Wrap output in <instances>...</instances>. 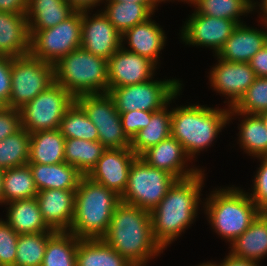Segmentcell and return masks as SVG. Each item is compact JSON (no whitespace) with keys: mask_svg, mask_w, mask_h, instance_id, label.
<instances>
[{"mask_svg":"<svg viewBox=\"0 0 267 266\" xmlns=\"http://www.w3.org/2000/svg\"><path fill=\"white\" fill-rule=\"evenodd\" d=\"M253 5L256 4L255 0H249Z\"/></svg>","mask_w":267,"mask_h":266,"instance_id":"obj_56","label":"cell"},{"mask_svg":"<svg viewBox=\"0 0 267 266\" xmlns=\"http://www.w3.org/2000/svg\"><path fill=\"white\" fill-rule=\"evenodd\" d=\"M134 266H147L163 249L154 240L150 212L120 201L101 238Z\"/></svg>","mask_w":267,"mask_h":266,"instance_id":"obj_2","label":"cell"},{"mask_svg":"<svg viewBox=\"0 0 267 266\" xmlns=\"http://www.w3.org/2000/svg\"><path fill=\"white\" fill-rule=\"evenodd\" d=\"M140 157L149 166L164 170L177 180L192 177L203 170L195 165L189 167L188 163H193L192 159L182 144L172 136L149 148Z\"/></svg>","mask_w":267,"mask_h":266,"instance_id":"obj_18","label":"cell"},{"mask_svg":"<svg viewBox=\"0 0 267 266\" xmlns=\"http://www.w3.org/2000/svg\"><path fill=\"white\" fill-rule=\"evenodd\" d=\"M54 233L39 232L19 235L15 266H42L48 239Z\"/></svg>","mask_w":267,"mask_h":266,"instance_id":"obj_38","label":"cell"},{"mask_svg":"<svg viewBox=\"0 0 267 266\" xmlns=\"http://www.w3.org/2000/svg\"><path fill=\"white\" fill-rule=\"evenodd\" d=\"M153 112L154 111L144 110L119 112L124 133L130 140H132L142 128L146 127L148 118H151Z\"/></svg>","mask_w":267,"mask_h":266,"instance_id":"obj_42","label":"cell"},{"mask_svg":"<svg viewBox=\"0 0 267 266\" xmlns=\"http://www.w3.org/2000/svg\"><path fill=\"white\" fill-rule=\"evenodd\" d=\"M181 91L165 107L154 111L151 118H148L146 127L142 128L131 140L130 148L137 157L171 136V110L168 107H170L172 101L180 96Z\"/></svg>","mask_w":267,"mask_h":266,"instance_id":"obj_27","label":"cell"},{"mask_svg":"<svg viewBox=\"0 0 267 266\" xmlns=\"http://www.w3.org/2000/svg\"><path fill=\"white\" fill-rule=\"evenodd\" d=\"M38 191L47 189L76 190L84 176L66 162L59 164L28 163Z\"/></svg>","mask_w":267,"mask_h":266,"instance_id":"obj_24","label":"cell"},{"mask_svg":"<svg viewBox=\"0 0 267 266\" xmlns=\"http://www.w3.org/2000/svg\"><path fill=\"white\" fill-rule=\"evenodd\" d=\"M166 1H171V2H173V1H177V0H158V2L161 4V2H163V3H165ZM178 1H181V2H184V4H185V2L186 3H188V4H190V2L192 1V0H178Z\"/></svg>","mask_w":267,"mask_h":266,"instance_id":"obj_53","label":"cell"},{"mask_svg":"<svg viewBox=\"0 0 267 266\" xmlns=\"http://www.w3.org/2000/svg\"><path fill=\"white\" fill-rule=\"evenodd\" d=\"M153 16L122 34V46L159 66L160 53L166 45L167 37L163 28L152 19Z\"/></svg>","mask_w":267,"mask_h":266,"instance_id":"obj_21","label":"cell"},{"mask_svg":"<svg viewBox=\"0 0 267 266\" xmlns=\"http://www.w3.org/2000/svg\"><path fill=\"white\" fill-rule=\"evenodd\" d=\"M79 240L68 231H56L48 239L42 266H76Z\"/></svg>","mask_w":267,"mask_h":266,"instance_id":"obj_34","label":"cell"},{"mask_svg":"<svg viewBox=\"0 0 267 266\" xmlns=\"http://www.w3.org/2000/svg\"><path fill=\"white\" fill-rule=\"evenodd\" d=\"M101 11L122 35L133 26L150 18L154 11L145 3L104 1Z\"/></svg>","mask_w":267,"mask_h":266,"instance_id":"obj_31","label":"cell"},{"mask_svg":"<svg viewBox=\"0 0 267 266\" xmlns=\"http://www.w3.org/2000/svg\"><path fill=\"white\" fill-rule=\"evenodd\" d=\"M182 86V81L173 77L163 81L153 78L140 84L114 87L108 93L118 112L157 111L165 107Z\"/></svg>","mask_w":267,"mask_h":266,"instance_id":"obj_10","label":"cell"},{"mask_svg":"<svg viewBox=\"0 0 267 266\" xmlns=\"http://www.w3.org/2000/svg\"><path fill=\"white\" fill-rule=\"evenodd\" d=\"M150 59L119 48L108 60V92L114 87L144 83L159 68Z\"/></svg>","mask_w":267,"mask_h":266,"instance_id":"obj_16","label":"cell"},{"mask_svg":"<svg viewBox=\"0 0 267 266\" xmlns=\"http://www.w3.org/2000/svg\"><path fill=\"white\" fill-rule=\"evenodd\" d=\"M197 266H214L210 261L208 262H204V263H200L199 265Z\"/></svg>","mask_w":267,"mask_h":266,"instance_id":"obj_54","label":"cell"},{"mask_svg":"<svg viewBox=\"0 0 267 266\" xmlns=\"http://www.w3.org/2000/svg\"><path fill=\"white\" fill-rule=\"evenodd\" d=\"M258 29L244 24H238L226 40L217 56L225 61L249 63L251 58L261 50L267 42V24L261 22Z\"/></svg>","mask_w":267,"mask_h":266,"instance_id":"obj_19","label":"cell"},{"mask_svg":"<svg viewBox=\"0 0 267 266\" xmlns=\"http://www.w3.org/2000/svg\"><path fill=\"white\" fill-rule=\"evenodd\" d=\"M203 198V207L213 231L231 244L242 235L261 213L246 190L240 187H220Z\"/></svg>","mask_w":267,"mask_h":266,"instance_id":"obj_4","label":"cell"},{"mask_svg":"<svg viewBox=\"0 0 267 266\" xmlns=\"http://www.w3.org/2000/svg\"><path fill=\"white\" fill-rule=\"evenodd\" d=\"M229 246V253L234 257L258 263L264 260L267 257V216L264 212Z\"/></svg>","mask_w":267,"mask_h":266,"instance_id":"obj_25","label":"cell"},{"mask_svg":"<svg viewBox=\"0 0 267 266\" xmlns=\"http://www.w3.org/2000/svg\"><path fill=\"white\" fill-rule=\"evenodd\" d=\"M36 199L44 221L52 230L69 231L75 212V190H42Z\"/></svg>","mask_w":267,"mask_h":266,"instance_id":"obj_20","label":"cell"},{"mask_svg":"<svg viewBox=\"0 0 267 266\" xmlns=\"http://www.w3.org/2000/svg\"><path fill=\"white\" fill-rule=\"evenodd\" d=\"M119 202L114 191L83 176L75 190V212L68 232L79 239H101Z\"/></svg>","mask_w":267,"mask_h":266,"instance_id":"obj_5","label":"cell"},{"mask_svg":"<svg viewBox=\"0 0 267 266\" xmlns=\"http://www.w3.org/2000/svg\"><path fill=\"white\" fill-rule=\"evenodd\" d=\"M232 108L247 114L267 111V77H257Z\"/></svg>","mask_w":267,"mask_h":266,"instance_id":"obj_39","label":"cell"},{"mask_svg":"<svg viewBox=\"0 0 267 266\" xmlns=\"http://www.w3.org/2000/svg\"><path fill=\"white\" fill-rule=\"evenodd\" d=\"M12 57L0 55V100L6 105L11 96Z\"/></svg>","mask_w":267,"mask_h":266,"instance_id":"obj_44","label":"cell"},{"mask_svg":"<svg viewBox=\"0 0 267 266\" xmlns=\"http://www.w3.org/2000/svg\"><path fill=\"white\" fill-rule=\"evenodd\" d=\"M21 129L20 110L4 107L0 111V141Z\"/></svg>","mask_w":267,"mask_h":266,"instance_id":"obj_43","label":"cell"},{"mask_svg":"<svg viewBox=\"0 0 267 266\" xmlns=\"http://www.w3.org/2000/svg\"><path fill=\"white\" fill-rule=\"evenodd\" d=\"M75 101L97 127L98 141L106 149L130 148L131 140L124 133L120 113L108 92L81 95Z\"/></svg>","mask_w":267,"mask_h":266,"instance_id":"obj_12","label":"cell"},{"mask_svg":"<svg viewBox=\"0 0 267 266\" xmlns=\"http://www.w3.org/2000/svg\"><path fill=\"white\" fill-rule=\"evenodd\" d=\"M107 1H117V2H137V3H145L147 4L154 12L160 5L158 0H107Z\"/></svg>","mask_w":267,"mask_h":266,"instance_id":"obj_50","label":"cell"},{"mask_svg":"<svg viewBox=\"0 0 267 266\" xmlns=\"http://www.w3.org/2000/svg\"><path fill=\"white\" fill-rule=\"evenodd\" d=\"M229 109L211 108L199 103L172 107L171 136L182 144L187 155L194 160L196 155L212 145L229 124Z\"/></svg>","mask_w":267,"mask_h":266,"instance_id":"obj_3","label":"cell"},{"mask_svg":"<svg viewBox=\"0 0 267 266\" xmlns=\"http://www.w3.org/2000/svg\"><path fill=\"white\" fill-rule=\"evenodd\" d=\"M76 10L66 0H28L26 18L29 30L54 27Z\"/></svg>","mask_w":267,"mask_h":266,"instance_id":"obj_28","label":"cell"},{"mask_svg":"<svg viewBox=\"0 0 267 266\" xmlns=\"http://www.w3.org/2000/svg\"><path fill=\"white\" fill-rule=\"evenodd\" d=\"M19 235L0 218V266H15Z\"/></svg>","mask_w":267,"mask_h":266,"instance_id":"obj_40","label":"cell"},{"mask_svg":"<svg viewBox=\"0 0 267 266\" xmlns=\"http://www.w3.org/2000/svg\"><path fill=\"white\" fill-rule=\"evenodd\" d=\"M3 170L0 169V206L3 205Z\"/></svg>","mask_w":267,"mask_h":266,"instance_id":"obj_51","label":"cell"},{"mask_svg":"<svg viewBox=\"0 0 267 266\" xmlns=\"http://www.w3.org/2000/svg\"><path fill=\"white\" fill-rule=\"evenodd\" d=\"M76 11H92L105 0H66Z\"/></svg>","mask_w":267,"mask_h":266,"instance_id":"obj_48","label":"cell"},{"mask_svg":"<svg viewBox=\"0 0 267 266\" xmlns=\"http://www.w3.org/2000/svg\"><path fill=\"white\" fill-rule=\"evenodd\" d=\"M234 116H240L242 119L238 124L239 147L250 157L267 156V129L258 114H247L235 111L232 107L229 109V123ZM233 117V118H232Z\"/></svg>","mask_w":267,"mask_h":266,"instance_id":"obj_26","label":"cell"},{"mask_svg":"<svg viewBox=\"0 0 267 266\" xmlns=\"http://www.w3.org/2000/svg\"><path fill=\"white\" fill-rule=\"evenodd\" d=\"M5 107V104L0 100V111Z\"/></svg>","mask_w":267,"mask_h":266,"instance_id":"obj_55","label":"cell"},{"mask_svg":"<svg viewBox=\"0 0 267 266\" xmlns=\"http://www.w3.org/2000/svg\"><path fill=\"white\" fill-rule=\"evenodd\" d=\"M214 266H261L260 263L232 256L230 253L220 262H211Z\"/></svg>","mask_w":267,"mask_h":266,"instance_id":"obj_47","label":"cell"},{"mask_svg":"<svg viewBox=\"0 0 267 266\" xmlns=\"http://www.w3.org/2000/svg\"><path fill=\"white\" fill-rule=\"evenodd\" d=\"M258 115L261 117V119L265 125V128L267 129V111L261 112Z\"/></svg>","mask_w":267,"mask_h":266,"instance_id":"obj_52","label":"cell"},{"mask_svg":"<svg viewBox=\"0 0 267 266\" xmlns=\"http://www.w3.org/2000/svg\"><path fill=\"white\" fill-rule=\"evenodd\" d=\"M5 206H8L5 221L18 235L56 232L44 221L36 197L12 201Z\"/></svg>","mask_w":267,"mask_h":266,"instance_id":"obj_23","label":"cell"},{"mask_svg":"<svg viewBox=\"0 0 267 266\" xmlns=\"http://www.w3.org/2000/svg\"><path fill=\"white\" fill-rule=\"evenodd\" d=\"M28 0H0V11L12 14H26Z\"/></svg>","mask_w":267,"mask_h":266,"instance_id":"obj_46","label":"cell"},{"mask_svg":"<svg viewBox=\"0 0 267 266\" xmlns=\"http://www.w3.org/2000/svg\"><path fill=\"white\" fill-rule=\"evenodd\" d=\"M3 205L37 196L38 189L28 165L3 171Z\"/></svg>","mask_w":267,"mask_h":266,"instance_id":"obj_33","label":"cell"},{"mask_svg":"<svg viewBox=\"0 0 267 266\" xmlns=\"http://www.w3.org/2000/svg\"><path fill=\"white\" fill-rule=\"evenodd\" d=\"M64 148L65 137L59 129L31 133L28 163H63L65 162Z\"/></svg>","mask_w":267,"mask_h":266,"instance_id":"obj_29","label":"cell"},{"mask_svg":"<svg viewBox=\"0 0 267 266\" xmlns=\"http://www.w3.org/2000/svg\"><path fill=\"white\" fill-rule=\"evenodd\" d=\"M74 101L75 98L63 86L54 82L19 109L21 128L30 134L41 130L59 129L65 112Z\"/></svg>","mask_w":267,"mask_h":266,"instance_id":"obj_11","label":"cell"},{"mask_svg":"<svg viewBox=\"0 0 267 266\" xmlns=\"http://www.w3.org/2000/svg\"><path fill=\"white\" fill-rule=\"evenodd\" d=\"M261 163L255 173L252 192L248 195L261 212L267 210V156L256 158Z\"/></svg>","mask_w":267,"mask_h":266,"instance_id":"obj_41","label":"cell"},{"mask_svg":"<svg viewBox=\"0 0 267 266\" xmlns=\"http://www.w3.org/2000/svg\"><path fill=\"white\" fill-rule=\"evenodd\" d=\"M256 77H267V47L264 46L249 61Z\"/></svg>","mask_w":267,"mask_h":266,"instance_id":"obj_45","label":"cell"},{"mask_svg":"<svg viewBox=\"0 0 267 266\" xmlns=\"http://www.w3.org/2000/svg\"><path fill=\"white\" fill-rule=\"evenodd\" d=\"M76 266H134L102 239H80Z\"/></svg>","mask_w":267,"mask_h":266,"instance_id":"obj_30","label":"cell"},{"mask_svg":"<svg viewBox=\"0 0 267 266\" xmlns=\"http://www.w3.org/2000/svg\"><path fill=\"white\" fill-rule=\"evenodd\" d=\"M30 133L21 128L0 141V169L7 170L28 164Z\"/></svg>","mask_w":267,"mask_h":266,"instance_id":"obj_36","label":"cell"},{"mask_svg":"<svg viewBox=\"0 0 267 266\" xmlns=\"http://www.w3.org/2000/svg\"><path fill=\"white\" fill-rule=\"evenodd\" d=\"M30 53V34L26 14L0 11V55L12 58Z\"/></svg>","mask_w":267,"mask_h":266,"instance_id":"obj_22","label":"cell"},{"mask_svg":"<svg viewBox=\"0 0 267 266\" xmlns=\"http://www.w3.org/2000/svg\"><path fill=\"white\" fill-rule=\"evenodd\" d=\"M59 130L65 139L76 138L98 141L97 127L76 101L65 112L60 122Z\"/></svg>","mask_w":267,"mask_h":266,"instance_id":"obj_37","label":"cell"},{"mask_svg":"<svg viewBox=\"0 0 267 266\" xmlns=\"http://www.w3.org/2000/svg\"><path fill=\"white\" fill-rule=\"evenodd\" d=\"M105 150L99 141L69 138L65 139L64 158L67 164L87 176Z\"/></svg>","mask_w":267,"mask_h":266,"instance_id":"obj_32","label":"cell"},{"mask_svg":"<svg viewBox=\"0 0 267 266\" xmlns=\"http://www.w3.org/2000/svg\"><path fill=\"white\" fill-rule=\"evenodd\" d=\"M53 66L54 82L74 98L108 92V61L81 47L60 58Z\"/></svg>","mask_w":267,"mask_h":266,"instance_id":"obj_6","label":"cell"},{"mask_svg":"<svg viewBox=\"0 0 267 266\" xmlns=\"http://www.w3.org/2000/svg\"><path fill=\"white\" fill-rule=\"evenodd\" d=\"M176 180L159 204L150 212L154 240L165 250L196 221L206 174ZM200 203V204H199Z\"/></svg>","mask_w":267,"mask_h":266,"instance_id":"obj_1","label":"cell"},{"mask_svg":"<svg viewBox=\"0 0 267 266\" xmlns=\"http://www.w3.org/2000/svg\"><path fill=\"white\" fill-rule=\"evenodd\" d=\"M136 158L131 148L106 149L87 177L121 197L128 183L130 167Z\"/></svg>","mask_w":267,"mask_h":266,"instance_id":"obj_17","label":"cell"},{"mask_svg":"<svg viewBox=\"0 0 267 266\" xmlns=\"http://www.w3.org/2000/svg\"><path fill=\"white\" fill-rule=\"evenodd\" d=\"M190 5L201 15L233 20L237 25L244 24L240 16L254 11L249 0H192Z\"/></svg>","mask_w":267,"mask_h":266,"instance_id":"obj_35","label":"cell"},{"mask_svg":"<svg viewBox=\"0 0 267 266\" xmlns=\"http://www.w3.org/2000/svg\"><path fill=\"white\" fill-rule=\"evenodd\" d=\"M90 12L82 11L81 48L108 61L122 47V35L102 11Z\"/></svg>","mask_w":267,"mask_h":266,"instance_id":"obj_15","label":"cell"},{"mask_svg":"<svg viewBox=\"0 0 267 266\" xmlns=\"http://www.w3.org/2000/svg\"><path fill=\"white\" fill-rule=\"evenodd\" d=\"M180 30L185 45L206 47L217 53L224 46L237 24L233 20L201 15L195 10Z\"/></svg>","mask_w":267,"mask_h":266,"instance_id":"obj_13","label":"cell"},{"mask_svg":"<svg viewBox=\"0 0 267 266\" xmlns=\"http://www.w3.org/2000/svg\"><path fill=\"white\" fill-rule=\"evenodd\" d=\"M53 83V64L30 54L12 58L11 96L5 106L20 109Z\"/></svg>","mask_w":267,"mask_h":266,"instance_id":"obj_9","label":"cell"},{"mask_svg":"<svg viewBox=\"0 0 267 266\" xmlns=\"http://www.w3.org/2000/svg\"><path fill=\"white\" fill-rule=\"evenodd\" d=\"M81 29L82 11H75L54 27L29 30V54L54 65L60 58L81 47Z\"/></svg>","mask_w":267,"mask_h":266,"instance_id":"obj_8","label":"cell"},{"mask_svg":"<svg viewBox=\"0 0 267 266\" xmlns=\"http://www.w3.org/2000/svg\"><path fill=\"white\" fill-rule=\"evenodd\" d=\"M176 180L168 172L149 166L137 157L130 167L128 183L120 201L151 212Z\"/></svg>","mask_w":267,"mask_h":266,"instance_id":"obj_7","label":"cell"},{"mask_svg":"<svg viewBox=\"0 0 267 266\" xmlns=\"http://www.w3.org/2000/svg\"><path fill=\"white\" fill-rule=\"evenodd\" d=\"M218 61L209 74L210 88L222 94L227 107H233L257 78L249 63L225 61L215 55Z\"/></svg>","mask_w":267,"mask_h":266,"instance_id":"obj_14","label":"cell"},{"mask_svg":"<svg viewBox=\"0 0 267 266\" xmlns=\"http://www.w3.org/2000/svg\"><path fill=\"white\" fill-rule=\"evenodd\" d=\"M258 6H259V8H258ZM257 7V8H256ZM258 9V11L259 10H261V11H259L260 13H259V19L261 20H259V22L258 23H260V22H265L266 24H267V0H260V2H258L257 0H256V4L254 5V10L256 11Z\"/></svg>","mask_w":267,"mask_h":266,"instance_id":"obj_49","label":"cell"}]
</instances>
